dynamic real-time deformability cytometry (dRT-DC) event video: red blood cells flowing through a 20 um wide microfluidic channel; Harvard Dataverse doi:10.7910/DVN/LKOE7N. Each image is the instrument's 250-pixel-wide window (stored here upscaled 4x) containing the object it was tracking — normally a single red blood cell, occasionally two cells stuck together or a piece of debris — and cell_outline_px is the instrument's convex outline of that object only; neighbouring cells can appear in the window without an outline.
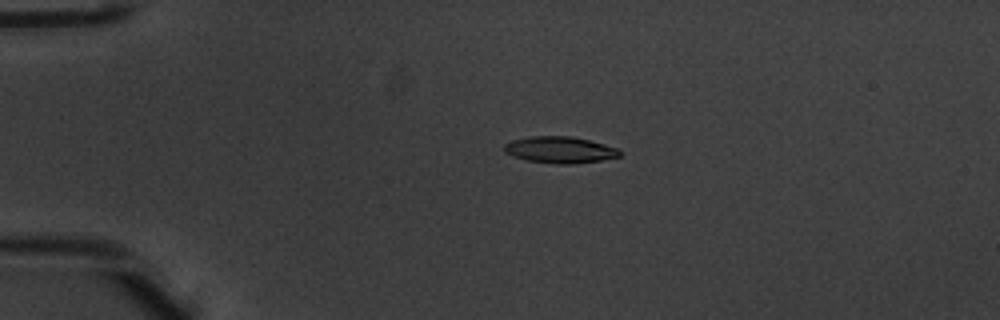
{"species": "common noctule bat (a hibernating species)", "species_latin": "Nyctalus noctula", "temperature_condition": "warm", "stored_images_in_passage": 4, "camera_frame_rate_fps": 3000, "um_per_image_px": 0.085, "animal": {"sex": "male", "body_mass_g": 20.1, "forearm_length_mm": 53.5}, "frame": {"image": 1, "passage_image": 3, "time_ms": 0.667, "image_size_px": [1000, 320], "cell_outline_px": [[624, 152], [620, 156], [600, 160], [576, 164], [556, 164], [528, 160], [512, 156], [504, 152], [504, 144], [512, 140], [528, 136], [572, 136], [620, 148]], "centroid_in_image_um": [47.61, 12.73], "position_along_channel_um": 37.4, "area_um2": 18.03}}